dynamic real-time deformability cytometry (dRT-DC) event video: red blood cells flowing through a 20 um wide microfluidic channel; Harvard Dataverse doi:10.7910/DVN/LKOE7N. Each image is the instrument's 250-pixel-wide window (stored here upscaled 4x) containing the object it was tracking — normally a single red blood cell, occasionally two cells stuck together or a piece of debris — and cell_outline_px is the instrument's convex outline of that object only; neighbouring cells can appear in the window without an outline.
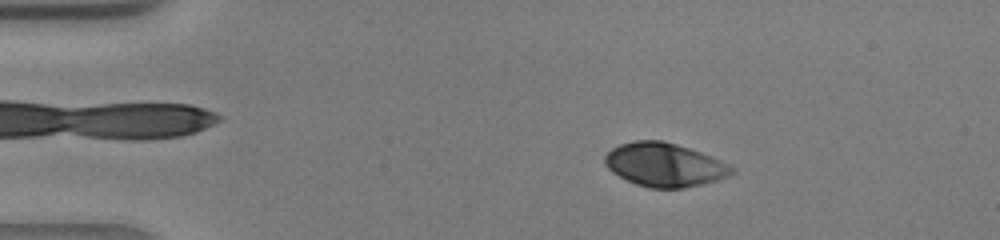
{"species": "human", "species_latin": "Homo sapiens", "temperature_condition": "warm", "stored_images_in_passage": 41, "camera_frame_rate_fps": 3000, "um_per_image_px": 0.085, "donor": {"sex": "male"}, "frame": {"image": 1, "passage_image": 7, "time_ms": 2.0, "image_size_px": [1000, 240], "cell_outline_px": [[736, 172], [728, 176], [716, 180], [684, 188], [648, 188], [636, 184], [612, 172], [604, 164], [604, 156], [612, 148], [620, 144], [632, 140], [664, 140], [700, 152], [728, 164], [736, 168]], "centroid_in_image_um": [56.46, 14.0], "position_along_channel_um": 28.5, "area_um2": 32.19}}
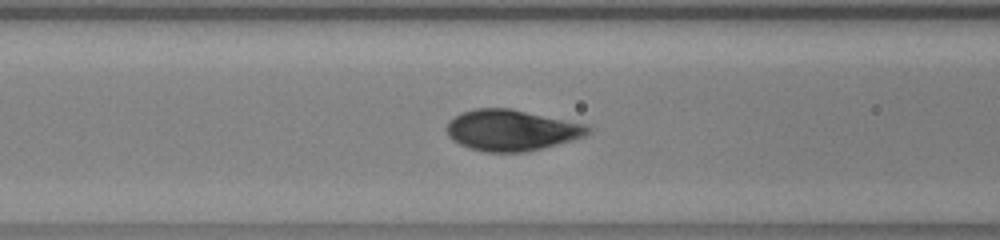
{"frame": {"image": 2, "passage_image": 17, "time_ms": 5.333, "image_size_px": [1000, 240], "cell_outline_px": [[592, 132], [584, 136], [556, 144], [524, 152], [488, 152], [472, 148], [460, 144], [452, 140], [448, 136], [448, 120], [460, 112], [476, 108], [512, 108], [588, 124], [592, 128]], "centroid_in_image_um": [43.5, 11.04], "position_along_channel_um": 123.1, "area_um2": 33.81}}
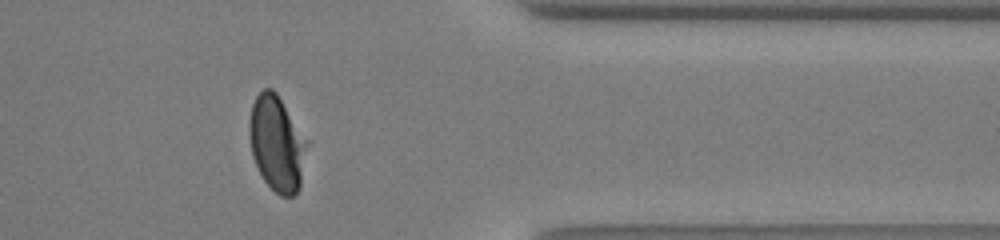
{"frame": {"image": 3, "passage_image": 34, "time_ms": 11.0, "image_size_px": [1000, 240], "cell_outline_px": [[308, 144], [300, 188], [292, 196], [280, 196], [264, 180], [252, 156], [248, 132], [248, 124], [252, 104], [256, 96], [264, 88], [272, 88], [276, 92], [308, 140]], "centroid_in_image_um": [23.53, 12.18], "position_along_channel_um": 387.9, "area_um2": 32.14}}